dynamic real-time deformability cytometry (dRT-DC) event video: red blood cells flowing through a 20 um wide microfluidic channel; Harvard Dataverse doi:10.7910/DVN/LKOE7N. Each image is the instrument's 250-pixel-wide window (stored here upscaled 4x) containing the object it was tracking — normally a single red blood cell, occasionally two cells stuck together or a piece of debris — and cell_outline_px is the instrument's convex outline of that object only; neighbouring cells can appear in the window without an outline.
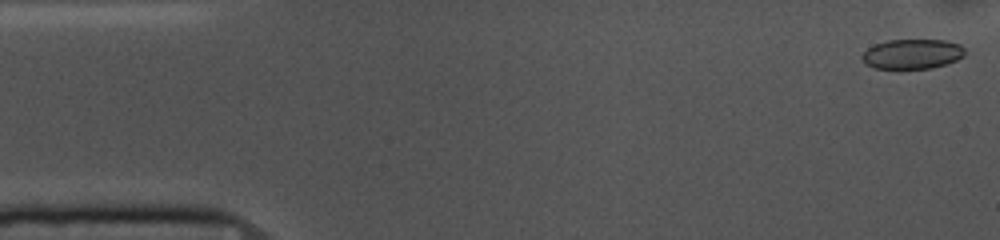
{"species": "common noctule bat (a hibernating species)", "species_latin": "Nyctalus noctula", "temperature_condition": "cold", "stored_images_in_passage": 12, "camera_frame_rate_fps": 3000, "um_per_image_px": 0.085, "animal": {"sex": "female", "body_mass_g": 10.0, "forearm_length_mm": 53.1}, "frame": {"image": 1, "passage_image": 1, "time_ms": 0.0, "image_size_px": [1000, 240], "cell_outline_px": [[964, 56], [956, 60], [932, 68], [872, 68], [864, 64], [860, 56], [868, 48], [876, 44], [888, 40], [948, 40], [960, 44], [964, 48]], "centroid_in_image_um": [77.52, 4.58], "position_along_channel_um": 7.5, "area_um2": 17.86}}